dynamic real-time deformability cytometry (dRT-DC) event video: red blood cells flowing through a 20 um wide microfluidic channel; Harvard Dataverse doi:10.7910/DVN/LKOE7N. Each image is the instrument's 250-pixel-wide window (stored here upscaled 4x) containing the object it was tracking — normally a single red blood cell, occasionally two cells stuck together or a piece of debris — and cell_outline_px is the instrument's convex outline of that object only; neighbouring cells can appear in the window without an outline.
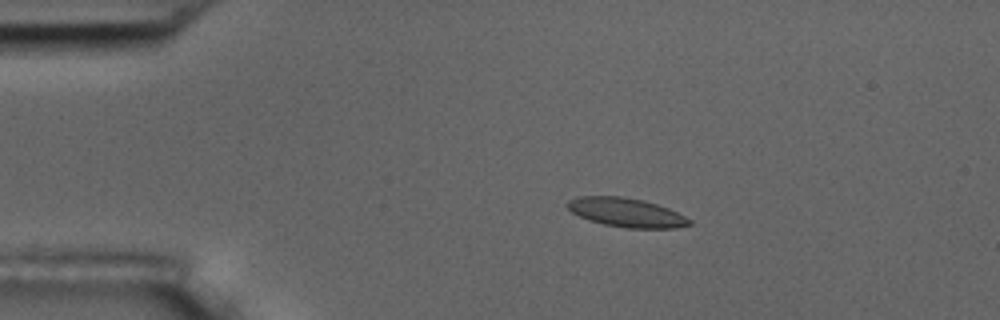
{"species": "common noctule bat (a hibernating species)", "species_latin": "Nyctalus noctula", "temperature_condition": "room temperature", "stored_images_in_passage": 45, "camera_frame_rate_fps": 3000, "um_per_image_px": 0.085, "animal": {"sex": "male", "body_mass_g": 17.5, "forearm_length_mm": 52.3}, "frame": {"image": 1, "passage_image": 1, "time_ms": 0.0, "image_size_px": [1000, 320], "cell_outline_px": [[692, 224], [676, 228], [628, 228], [604, 224], [580, 216], [572, 212], [564, 204], [568, 200], [576, 196], [620, 196], [644, 200], [668, 208], [692, 220]], "centroid_in_image_um": [53.23, 18.05], "position_along_channel_um": 31.8, "area_um2": 20.52}}
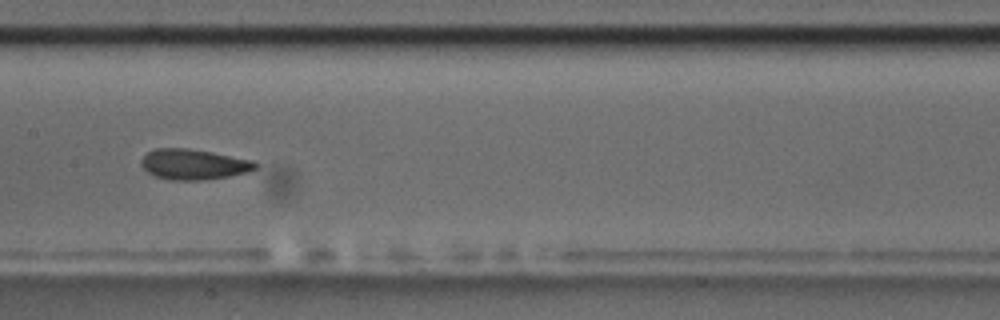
{"frame": {"image": 2, "passage_image": 18, "time_ms": 5.667, "image_size_px": [1000, 320], "cell_outline_px": [[256, 168], [248, 172], [228, 176], [200, 180], [172, 180], [156, 176], [148, 172], [140, 164], [140, 160], [148, 152], [156, 148], [188, 148], [212, 152], [252, 160], [256, 164]], "centroid_in_image_um": [16.43, 13.96], "position_along_channel_um": 191.0, "area_um2": 20.06}}
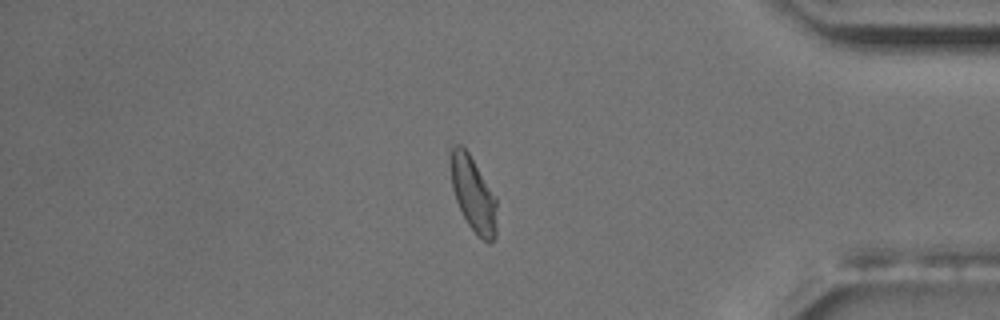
{"frame": {"image": 3, "passage_image": 37, "time_ms": 12.0, "image_size_px": [1000, 320], "cell_outline_px": [[496, 236], [488, 244], [468, 224], [456, 200], [452, 188], [448, 160], [452, 148], [456, 144], [460, 144], [468, 152], [496, 196]], "centroid_in_image_um": [40.2, 16.45], "position_along_channel_um": 395.0, "area_um2": 20.11}, "authors_computed_cell_mechanics": {"area_um2": 20.1722, "velocity_mm_per_s": 3.6777, "shape_relaxation_time_tau1_ms": 4.9904, "shape_relaxation_time_tau2_ms": 0.9456, "deformation_change_tau1": 0.1516, "deformation_change_tau2": 0.0603}}